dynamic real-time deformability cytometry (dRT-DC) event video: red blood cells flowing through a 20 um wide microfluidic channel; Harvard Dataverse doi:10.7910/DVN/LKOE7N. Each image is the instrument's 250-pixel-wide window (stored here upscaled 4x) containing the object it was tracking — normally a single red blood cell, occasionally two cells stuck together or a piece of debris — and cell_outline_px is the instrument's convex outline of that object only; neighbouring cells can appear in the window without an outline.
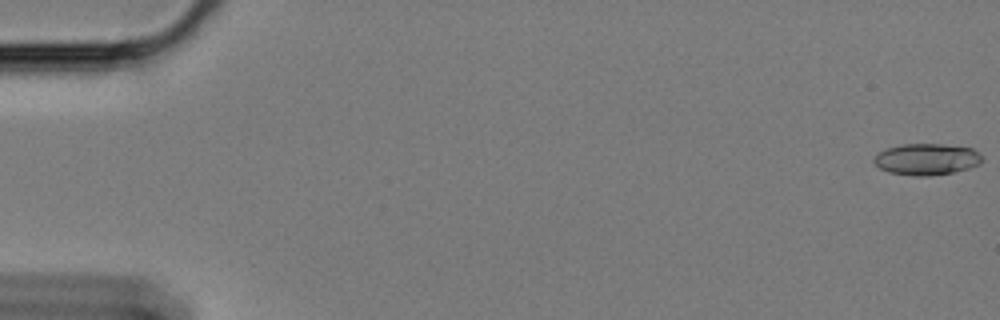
{"species": "Egyptian fruit bat (a non-hibernating species)", "species_latin": "Rousettus aegyptiacus", "temperature_condition": "cold", "stored_images_in_passage": 9, "camera_frame_rate_fps": 3000, "um_per_image_px": 0.085, "animal": {"sex": "female"}, "frame": {"image": 1, "passage_image": 1, "time_ms": 0.0, "image_size_px": [1000, 320], "cell_outline_px": [[984, 160], [980, 164], [968, 168], [952, 172], [928, 176], [916, 176], [888, 172], [880, 168], [872, 160], [884, 148], [900, 144], [944, 144], [972, 148], [984, 156]], "centroid_in_image_um": [78.78, 13.52], "position_along_channel_um": 6.2, "area_um2": 19.94}}